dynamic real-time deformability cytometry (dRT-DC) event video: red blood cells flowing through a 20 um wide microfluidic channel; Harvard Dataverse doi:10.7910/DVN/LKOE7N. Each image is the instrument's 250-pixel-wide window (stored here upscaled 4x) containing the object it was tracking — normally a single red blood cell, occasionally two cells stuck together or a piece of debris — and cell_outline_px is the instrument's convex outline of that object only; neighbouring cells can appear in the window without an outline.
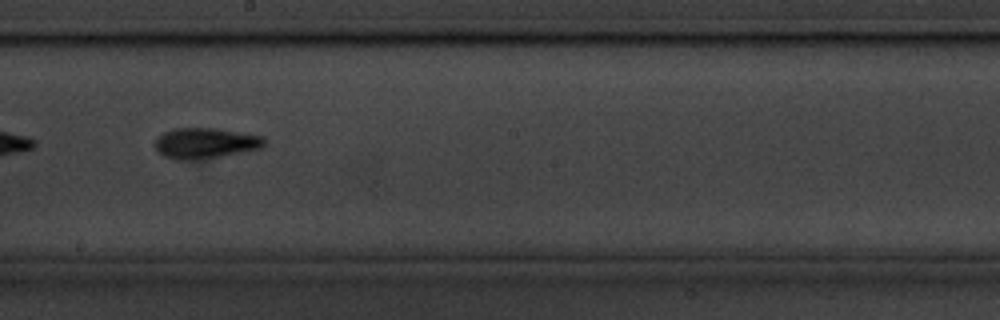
{"species": "common noctule bat (a hibernating species)", "species_latin": "Nyctalus noctula", "temperature_condition": "cold", "stored_images_in_passage": 7, "camera_frame_rate_fps": 3000, "um_per_image_px": 0.085, "animal": {"sex": "male", "body_mass_g": 20.1, "forearm_length_mm": 53.5}, "frame": {"image": 1, "passage_image": 6, "time_ms": 1.667, "image_size_px": [1000, 320], "cell_outline_px": [[268, 140], [264, 148], [220, 156], [184, 160], [176, 160], [164, 156], [156, 148], [156, 136], [172, 128], [216, 128], [264, 136]], "centroid_in_image_um": [17.5, 12.15], "position_along_channel_um": 230.7, "area_um2": 19.59}}